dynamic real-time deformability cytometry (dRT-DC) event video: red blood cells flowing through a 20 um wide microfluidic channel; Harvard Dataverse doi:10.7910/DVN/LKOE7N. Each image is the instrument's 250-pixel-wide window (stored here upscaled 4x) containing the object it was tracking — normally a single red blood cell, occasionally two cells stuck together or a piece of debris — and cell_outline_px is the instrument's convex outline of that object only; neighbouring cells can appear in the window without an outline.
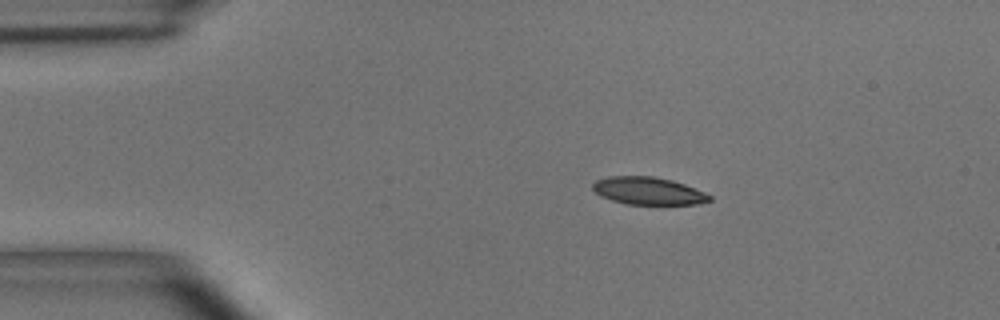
{"species": "common noctule bat (a hibernating species)", "species_latin": "Nyctalus noctula", "temperature_condition": "room temperature", "stored_images_in_passage": 45, "camera_frame_rate_fps": 3000, "um_per_image_px": 0.085, "animal": {"sex": "male", "body_mass_g": 15.6}, "frame": {"image": 1, "passage_image": 1, "time_ms": 0.0, "image_size_px": [1000, 320], "cell_outline_px": [[712, 200], [700, 204], [628, 204], [612, 200], [600, 196], [592, 188], [592, 184], [596, 180], [608, 176], [652, 176], [672, 180], [684, 184], [704, 192], [712, 196]], "centroid_in_image_um": [55.1, 16.22], "position_along_channel_um": 29.9, "area_um2": 18.73}}
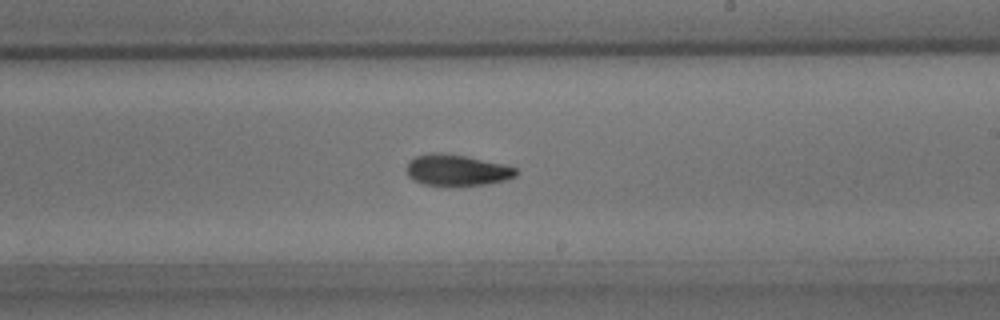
{"frame": {"image": 2, "passage_image": 23, "time_ms": 7.333, "image_size_px": [1000, 320], "cell_outline_px": [[520, 172], [516, 176], [504, 180], [488, 184], [460, 188], [448, 188], [424, 184], [412, 180], [408, 176], [408, 164], [416, 156], [432, 152], [440, 152], [464, 156], [504, 164], [516, 168]], "centroid_in_image_um": [38.86, 14.51], "position_along_channel_um": 250.1, "area_um2": 20.52}}
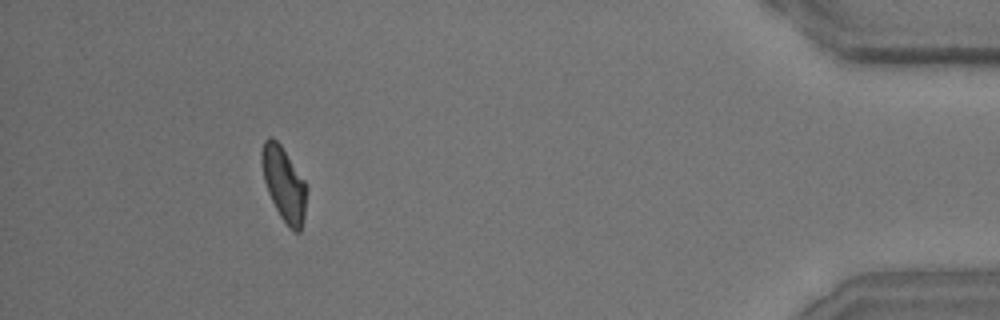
{"frame": {"image": 3, "passage_image": 41, "time_ms": 13.333, "image_size_px": [1000, 320], "cell_outline_px": [[308, 188], [304, 216], [300, 232], [292, 232], [288, 228], [280, 216], [268, 192], [264, 180], [260, 160], [260, 152], [264, 140], [268, 136], [272, 136], [280, 144], [304, 180]], "centroid_in_image_um": [24.12, 15.63], "position_along_channel_um": 411.1, "area_um2": 19.54}, "authors_computed_cell_mechanics": {"area_um2": 19.8254, "velocity_mm_per_s": 3.6704, "shape_relaxation_time_tau1_ms": 4.5654, "shape_relaxation_time_tau2_ms": 4.9449, "deformation_change_tau1": 0.1299, "deformation_change_tau2": 0.1184}}